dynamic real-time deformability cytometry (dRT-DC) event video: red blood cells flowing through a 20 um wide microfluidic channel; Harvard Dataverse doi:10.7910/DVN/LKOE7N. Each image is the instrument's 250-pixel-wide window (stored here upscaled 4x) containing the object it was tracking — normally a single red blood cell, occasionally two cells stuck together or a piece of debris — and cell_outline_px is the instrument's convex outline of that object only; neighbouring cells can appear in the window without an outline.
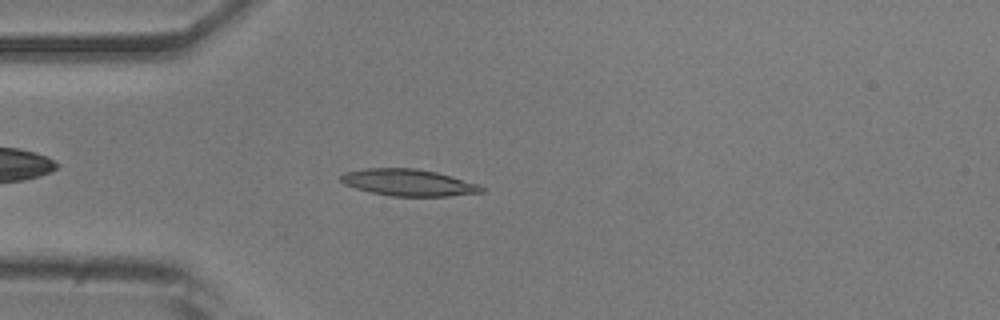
{"species": "common noctule bat (a hibernating species)", "species_latin": "Nyctalus noctula", "temperature_condition": "room temperature", "stored_images_in_passage": 44, "camera_frame_rate_fps": 3000, "um_per_image_px": 0.085, "animal": {"sex": "male", "body_mass_g": 20.5, "forearm_length_mm": 52.5}, "frame": {"image": 1, "passage_image": 6, "time_ms": 1.667, "image_size_px": [1000, 320], "cell_outline_px": [[484, 192], [448, 196], [392, 196], [372, 192], [356, 188], [344, 184], [340, 180], [340, 176], [344, 172], [364, 168], [416, 168], [436, 172], [452, 176], [480, 184], [484, 188]], "centroid_in_image_um": [34.73, 15.51], "position_along_channel_um": 50.3, "area_um2": 21.96}}
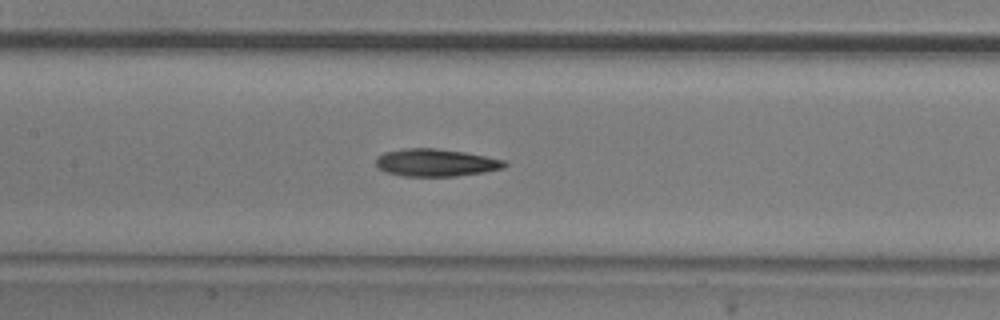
{"frame": {"image": 2, "passage_image": 16, "time_ms": 5.0, "image_size_px": [1000, 320], "cell_outline_px": [[508, 164], [504, 168], [484, 172], [456, 176], [404, 176], [384, 172], [376, 164], [376, 156], [384, 152], [404, 148], [436, 148], [464, 152], [504, 160]], "centroid_in_image_um": [37.02, 13.82], "position_along_channel_um": 170.4, "area_um2": 20.63}}
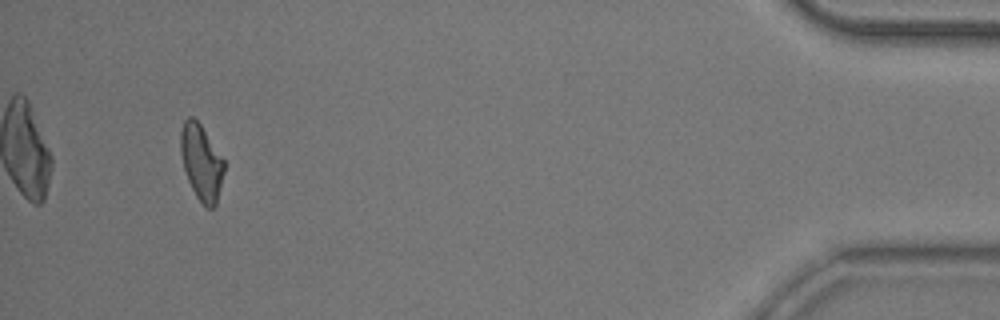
{"frame": {"image": 3, "passage_image": 41, "time_ms": 13.333, "image_size_px": [1000, 320], "cell_outline_px": [[224, 172], [216, 204], [212, 208], [204, 208], [196, 196], [188, 180], [184, 168], [180, 152], [180, 132], [184, 120], [188, 116], [192, 116], [200, 124], [224, 160]], "centroid_in_image_um": [17.1, 13.81], "position_along_channel_um": 418.1, "area_um2": 19.07}, "authors_computed_cell_mechanics": {"area_um2": 20.2878, "velocity_mm_per_s": 3.8581, "shape_relaxation_time_tau1_ms": 6.9079, "shape_relaxation_time_tau2_ms": null, "deformation_change_tau1": 0.1767, "deformation_change_tau2": null}}